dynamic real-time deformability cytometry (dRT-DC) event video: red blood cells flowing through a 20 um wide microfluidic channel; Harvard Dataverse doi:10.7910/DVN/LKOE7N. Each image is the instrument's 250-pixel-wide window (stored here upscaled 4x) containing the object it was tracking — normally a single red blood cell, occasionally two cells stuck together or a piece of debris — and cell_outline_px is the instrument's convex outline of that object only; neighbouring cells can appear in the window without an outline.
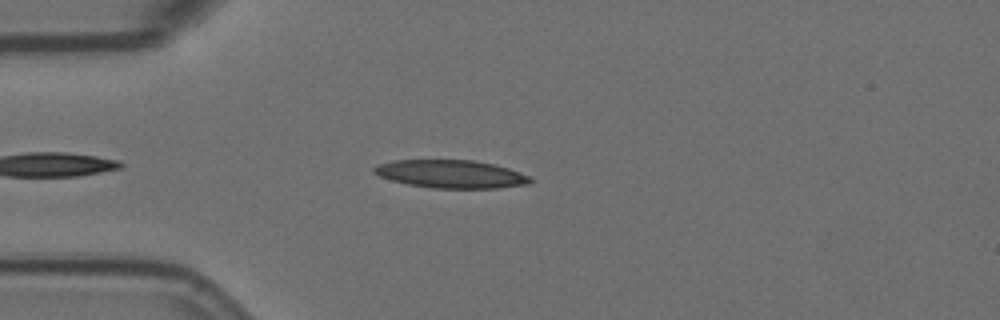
{"species": "Egyptian fruit bat (a non-hibernating species)", "species_latin": "Rousettus aegyptiacus", "temperature_condition": "room temperature", "stored_images_in_passage": 45, "camera_frame_rate_fps": 3000, "um_per_image_px": 0.085, "animal": {"sex": "female"}, "frame": {"image": 1, "passage_image": 6, "time_ms": 1.667, "image_size_px": [1000, 320], "cell_outline_px": [[532, 180], [528, 184], [500, 188], [432, 188], [408, 184], [392, 180], [380, 176], [372, 172], [372, 168], [376, 164], [396, 160], [472, 160], [492, 164], [508, 168], [532, 176]], "centroid_in_image_um": [38.33, 14.79], "position_along_channel_um": 46.7, "area_um2": 25.55}}
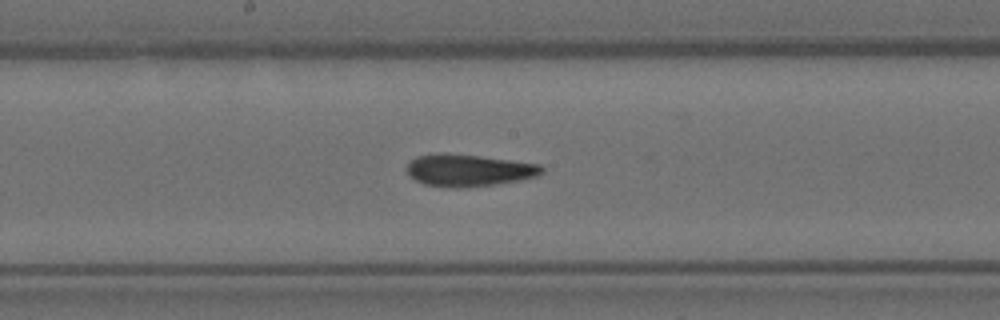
{"frame": {"image": 2, "passage_image": 21, "time_ms": 6.667, "image_size_px": [1000, 320], "cell_outline_px": [[544, 172], [540, 176], [520, 180], [468, 188], [452, 188], [424, 184], [416, 180], [404, 168], [416, 156], [436, 152], [444, 152], [480, 156], [540, 164], [544, 168]], "centroid_in_image_um": [39.85, 14.47], "position_along_channel_um": 208.4, "area_um2": 25.55}}
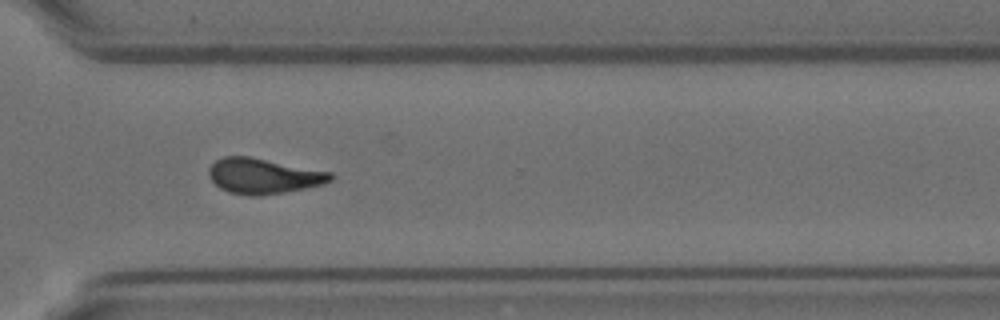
{"frame": {"image": 3, "passage_image": 33, "time_ms": 10.667, "image_size_px": [1000, 320], "cell_outline_px": [[332, 180], [324, 184], [284, 192], [260, 196], [252, 196], [228, 192], [220, 188], [208, 176], [208, 168], [216, 160], [224, 156], [248, 156], [332, 172]], "centroid_in_image_um": [22.37, 14.96], "position_along_channel_um": 348.2, "area_um2": 25.03}, "authors_computed_cell_mechanics": {"area_um2": 25.143, "velocity_mm_per_s": 3.5057, "shape_relaxation_time_tau1_ms": null, "shape_relaxation_time_tau2_ms": 2.3472, "deformation_change_tau1": null, "deformation_change_tau2": 0.0973}}